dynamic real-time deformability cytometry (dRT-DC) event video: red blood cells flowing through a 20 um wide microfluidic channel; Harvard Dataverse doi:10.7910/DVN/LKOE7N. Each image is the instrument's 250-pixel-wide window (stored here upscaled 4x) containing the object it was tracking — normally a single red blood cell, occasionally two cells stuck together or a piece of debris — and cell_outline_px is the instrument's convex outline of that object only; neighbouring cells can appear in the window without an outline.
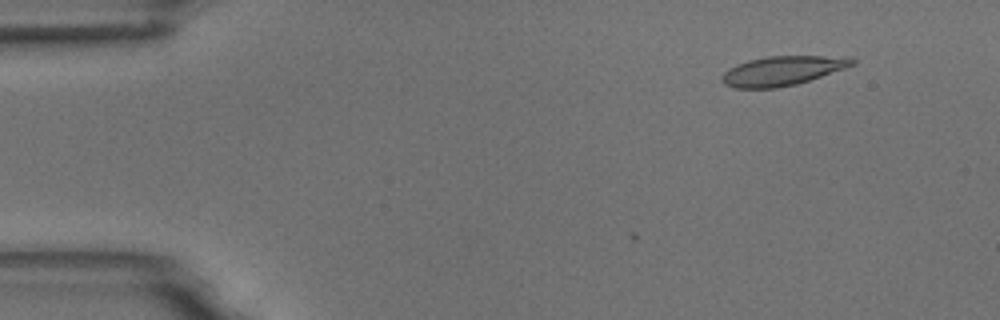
{"species": "common noctule bat (a hibernating species)", "species_latin": "Nyctalus noctula", "temperature_condition": "room temperature", "stored_images_in_passage": 2, "camera_frame_rate_fps": 3000, "um_per_image_px": 0.085, "animal": {"sex": "male", "body_mass_g": 18.8}, "frame": {"image": 1, "passage_image": 2, "time_ms": 1.333, "image_size_px": [1000, 320], "cell_outline_px": [[856, 64], [796, 84], [776, 88], [736, 88], [724, 84], [720, 80], [720, 76], [728, 68], [736, 64], [748, 60], [768, 56], [852, 56], [856, 60]], "centroid_in_image_um": [66.48, 6.0], "position_along_channel_um": 18.5, "area_um2": 22.37}}